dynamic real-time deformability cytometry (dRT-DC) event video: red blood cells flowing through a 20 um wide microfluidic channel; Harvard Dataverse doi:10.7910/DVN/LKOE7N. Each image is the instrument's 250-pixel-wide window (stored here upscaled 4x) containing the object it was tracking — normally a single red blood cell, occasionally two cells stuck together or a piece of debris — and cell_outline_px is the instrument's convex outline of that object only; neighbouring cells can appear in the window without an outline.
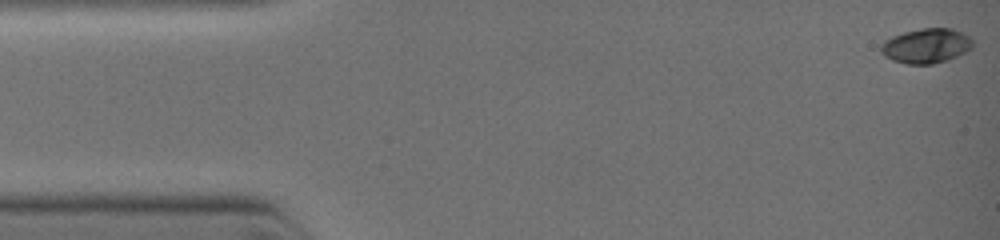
{"species": "common noctule bat (a hibernating species)", "species_latin": "Nyctalus noctula", "temperature_condition": "warm", "stored_images_in_passage": 6, "camera_frame_rate_fps": 3000, "um_per_image_px": 0.085, "animal": {"sex": "female", "body_mass_g": 19.0, "forearm_length_mm": 51.5}, "frame": {"image": 1, "passage_image": 1, "time_ms": 0.0, "image_size_px": [1000, 240], "cell_outline_px": [[972, 48], [948, 60], [932, 64], [904, 64], [892, 60], [884, 56], [880, 48], [884, 40], [892, 36], [904, 32], [924, 28], [952, 28], [968, 36], [972, 40]], "centroid_in_image_um": [78.71, 3.9], "position_along_channel_um": 6.3, "area_um2": 18.5}}
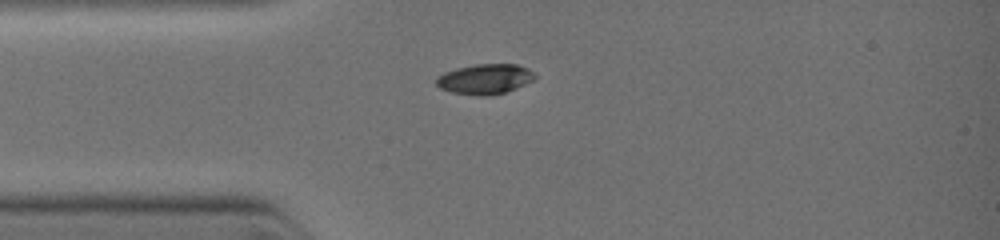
{"frame": {"image": 2, "passage_image": 5, "time_ms": 2.667, "image_size_px": [1000, 240], "cell_outline_px": [[536, 76], [532, 80], [516, 88], [504, 92], [488, 96], [476, 96], [452, 92], [440, 88], [436, 84], [436, 80], [444, 72], [456, 68], [476, 64], [516, 64], [528, 68]], "centroid_in_image_um": [41.21, 6.72], "position_along_channel_um": 43.8, "area_um2": 17.17}}